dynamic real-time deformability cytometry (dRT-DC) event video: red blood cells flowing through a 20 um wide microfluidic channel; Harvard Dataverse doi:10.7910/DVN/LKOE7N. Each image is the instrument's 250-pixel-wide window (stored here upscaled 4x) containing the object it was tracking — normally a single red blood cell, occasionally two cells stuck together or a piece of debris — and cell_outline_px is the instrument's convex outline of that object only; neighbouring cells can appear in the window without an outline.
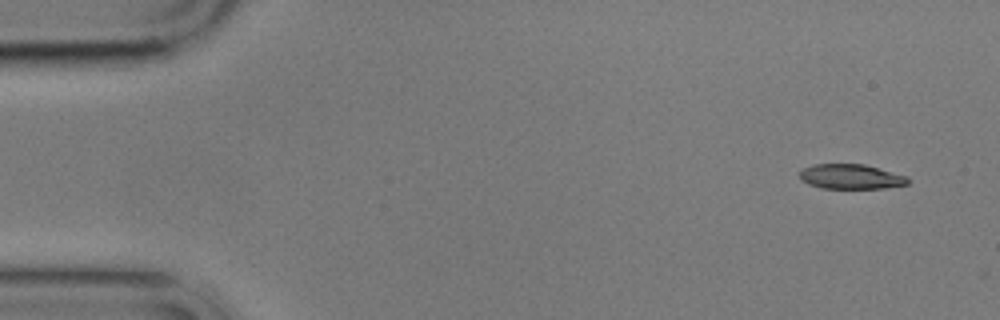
{"species": "common noctule bat (a hibernating species)", "species_latin": "Nyctalus noctula", "temperature_condition": "cold", "stored_images_in_passage": 6, "camera_frame_rate_fps": 3000, "um_per_image_px": 0.085, "animal": {"sex": "male", "body_mass_g": 17.9}, "frame": {"image": 1, "passage_image": 1, "time_ms": 0.0, "image_size_px": [1000, 320], "cell_outline_px": [[908, 184], [884, 188], [820, 188], [808, 184], [800, 180], [800, 172], [804, 168], [812, 164], [864, 164], [908, 176]], "centroid_in_image_um": [72.31, 15.01], "position_along_channel_um": 12.7, "area_um2": 15.66}}
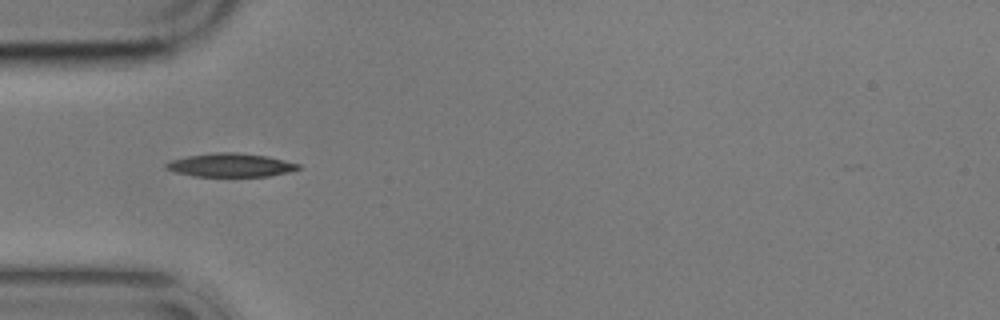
{"frame": {"image": 2, "passage_image": 5, "time_ms": 4.667, "image_size_px": [1000, 320], "cell_outline_px": [[300, 168], [288, 172], [268, 176], [192, 176], [176, 172], [164, 168], [164, 164], [172, 160], [188, 156], [220, 152], [236, 152], [268, 156], [300, 164]], "centroid_in_image_um": [19.6, 14.03], "position_along_channel_um": 65.4, "area_um2": 17.98}}
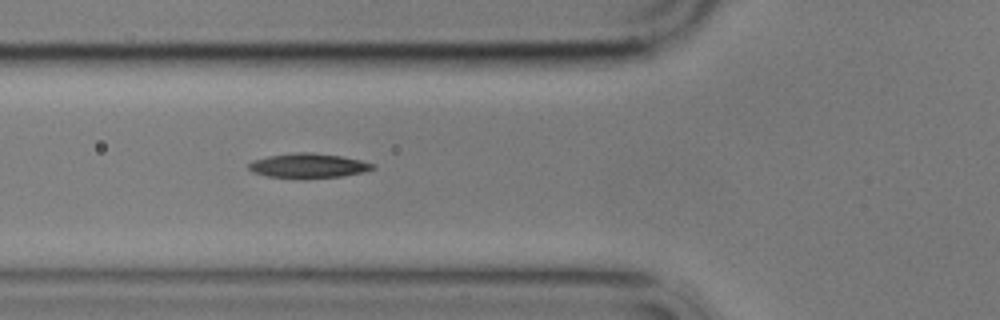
{"frame": {"image": 3, "passage_image": 6, "time_ms": 5.667, "image_size_px": [1000, 320], "cell_outline_px": [[376, 168], [364, 172], [344, 176], [304, 180], [268, 176], [252, 172], [248, 168], [248, 164], [252, 160], [268, 156], [296, 152], [312, 152], [340, 156], [360, 160], [376, 164]], "centroid_in_image_um": [26.21, 14.1], "position_along_channel_um": 99.6, "area_um2": 18.26}}